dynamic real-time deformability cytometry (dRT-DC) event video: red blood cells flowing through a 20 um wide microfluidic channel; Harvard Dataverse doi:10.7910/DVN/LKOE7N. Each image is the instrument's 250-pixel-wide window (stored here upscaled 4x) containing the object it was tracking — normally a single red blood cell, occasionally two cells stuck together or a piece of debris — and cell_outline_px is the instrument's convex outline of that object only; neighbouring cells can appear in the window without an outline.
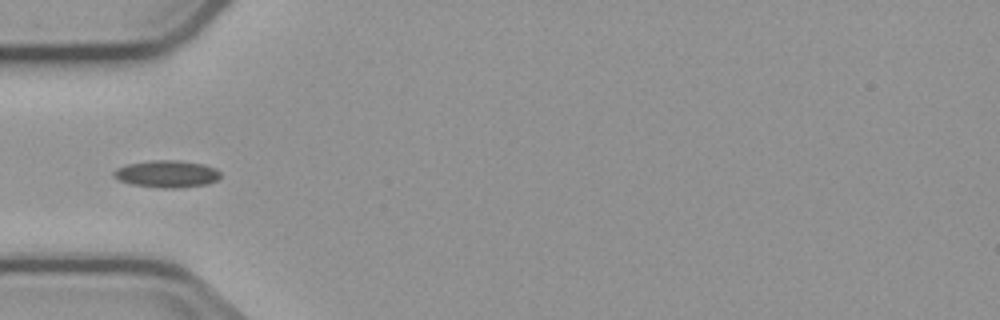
{"species": "common noctule bat (a hibernating species)", "species_latin": "Nyctalus noctula", "temperature_condition": "cold", "stored_images_in_passage": 4, "camera_frame_rate_fps": 3000, "um_per_image_px": 0.085, "animal": {"sex": "male", "body_mass_g": 23.1, "forearm_length_mm": 52.7}, "frame": {"image": 1, "passage_image": 1, "time_ms": 0.0, "image_size_px": [1000, 320], "cell_outline_px": [[220, 176], [216, 180], [208, 184], [176, 188], [164, 188], [132, 184], [120, 180], [112, 176], [112, 172], [116, 168], [128, 164], [152, 160], [180, 160], [204, 164], [216, 168], [220, 172]], "centroid_in_image_um": [14.19, 14.77], "position_along_channel_um": 70.8, "area_um2": 16.88}}
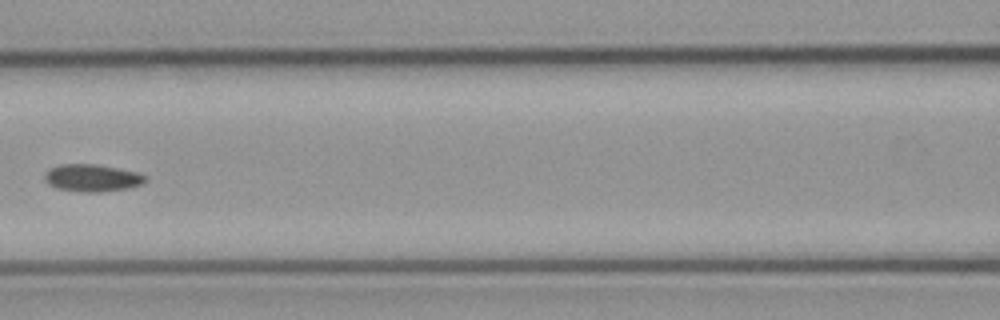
{"frame": {"image": 2, "passage_image": 3, "time_ms": 2.333, "image_size_px": [1000, 320], "cell_outline_px": [[148, 180], [144, 184], [128, 188], [104, 192], [84, 192], [56, 188], [48, 184], [44, 180], [44, 172], [48, 168], [60, 164], [96, 164], [136, 172], [148, 176]], "centroid_in_image_um": [7.83, 15.12], "position_along_channel_um": 158.8, "area_um2": 16.3}}
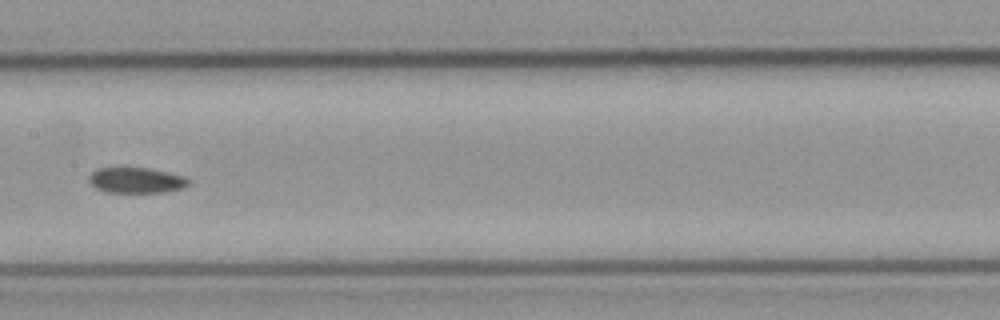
{"frame": {"image": 3, "passage_image": 4, "time_ms": 3.333, "image_size_px": [1000, 320], "cell_outline_px": [[188, 184], [184, 188], [164, 192], [104, 192], [96, 188], [88, 180], [88, 176], [92, 172], [100, 168], [148, 168], [168, 172], [184, 176], [188, 180]], "centroid_in_image_um": [11.57, 15.33], "position_along_channel_um": 195.8, "area_um2": 14.74}}